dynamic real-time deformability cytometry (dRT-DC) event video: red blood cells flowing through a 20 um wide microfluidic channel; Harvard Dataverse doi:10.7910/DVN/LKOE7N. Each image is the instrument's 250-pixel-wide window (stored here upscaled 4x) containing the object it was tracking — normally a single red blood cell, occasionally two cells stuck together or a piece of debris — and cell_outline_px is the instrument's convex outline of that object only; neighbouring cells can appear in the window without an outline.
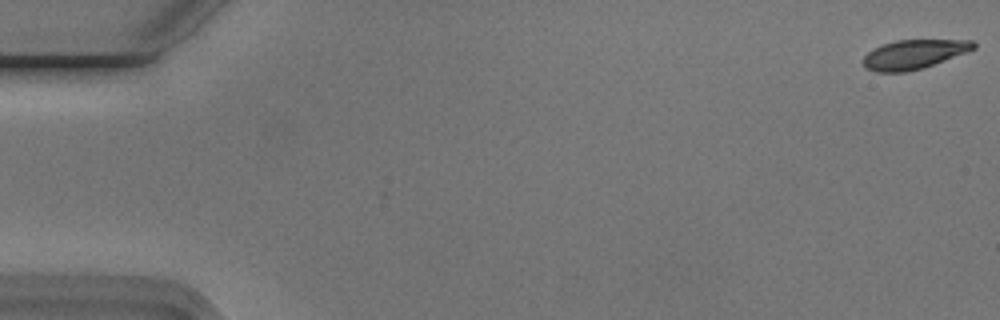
{"species": "Egyptian fruit bat (a non-hibernating species)", "species_latin": "Rousettus aegyptiacus", "temperature_condition": "cold", "stored_images_in_passage": 55, "camera_frame_rate_fps": 3000, "um_per_image_px": 0.085, "animal": {"sex": "male"}, "frame": {"image": 1, "passage_image": 1, "time_ms": 0.0, "image_size_px": [1000, 320], "cell_outline_px": [[976, 48], [968, 52], [924, 68], [908, 72], [876, 72], [864, 68], [864, 56], [868, 52], [884, 44], [896, 40], [972, 40], [976, 44]], "centroid_in_image_um": [77.71, 4.63], "position_along_channel_um": 7.3, "area_um2": 18.84}}
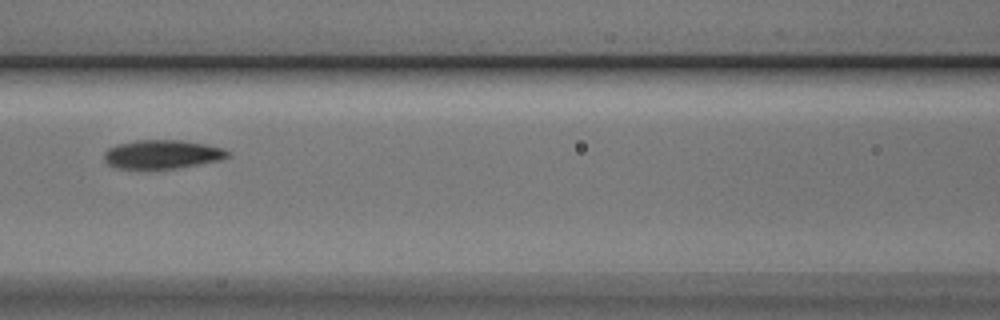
{"frame": {"image": 2, "passage_image": 25, "time_ms": 8.0, "image_size_px": [1000, 320], "cell_outline_px": [[232, 156], [220, 160], [176, 168], [120, 168], [108, 164], [104, 160], [104, 152], [108, 148], [120, 144], [136, 140], [180, 140], [204, 144], [224, 148]], "centroid_in_image_um": [13.81, 13.11], "position_along_channel_um": 152.8, "area_um2": 20.46}}
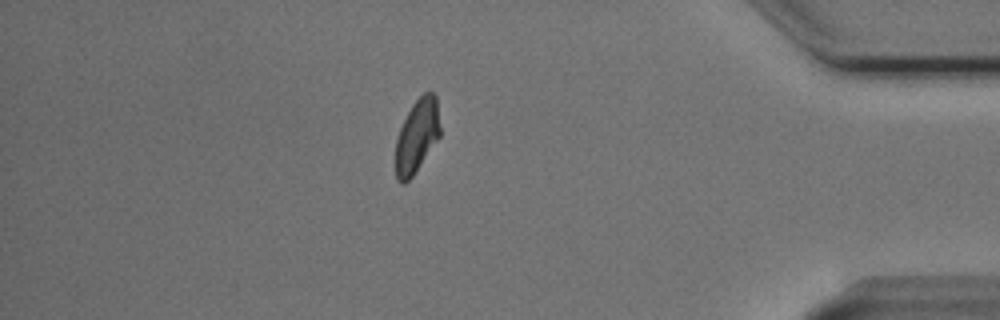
{"frame": {"image": 3, "passage_image": 48, "time_ms": 15.667, "image_size_px": [1000, 320], "cell_outline_px": [[440, 136], [412, 176], [404, 184], [400, 184], [396, 180], [396, 140], [400, 128], [412, 104], [424, 92], [432, 92], [436, 96], [440, 128]], "centroid_in_image_um": [35.43, 11.56], "position_along_channel_um": 399.8, "area_um2": 18.84}, "authors_computed_cell_mechanics": {"area_um2": 20.1722, "velocity_mm_per_s": 3.7233, "shape_relaxation_time_tau1_ms": 4.0983, "shape_relaxation_time_tau2_ms": 3.7935, "deformation_change_tau1": 0.1425, "deformation_change_tau2": 0.0867}}